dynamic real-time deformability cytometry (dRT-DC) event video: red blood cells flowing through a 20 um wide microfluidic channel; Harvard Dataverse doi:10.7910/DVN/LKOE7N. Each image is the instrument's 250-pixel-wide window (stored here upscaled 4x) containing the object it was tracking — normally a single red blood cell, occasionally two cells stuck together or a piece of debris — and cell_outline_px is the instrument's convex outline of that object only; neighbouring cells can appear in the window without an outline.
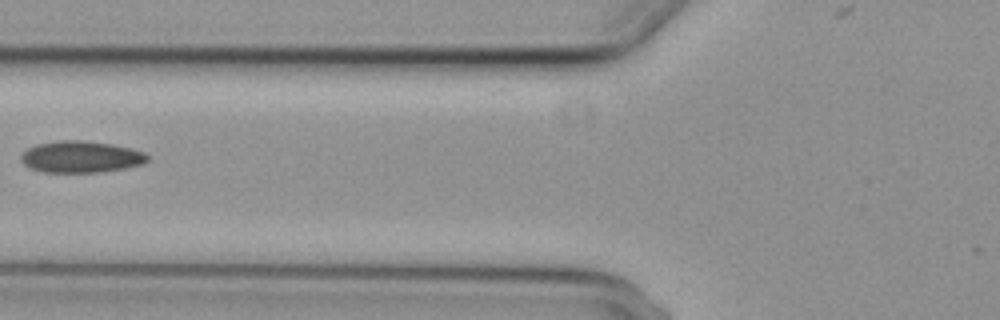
{"species": "common noctule bat (a hibernating species)", "species_latin": "Nyctalus noctula", "temperature_condition": "cold", "stored_images_in_passage": 5, "camera_frame_rate_fps": 3000, "um_per_image_px": 0.085, "animal": {"sex": "female", "body_mass_g": 29.2, "forearm_length_mm": 56.3}, "frame": {"image": 1, "passage_image": 5, "time_ms": 4.667, "image_size_px": [1000, 320], "cell_outline_px": [[148, 160], [144, 164], [104, 172], [40, 172], [24, 164], [20, 160], [20, 156], [28, 148], [36, 144], [60, 140], [80, 140], [112, 144], [132, 148], [144, 152], [148, 156]], "centroid_in_image_um": [6.89, 13.33], "position_along_channel_um": 118.9, "area_um2": 23.41}}